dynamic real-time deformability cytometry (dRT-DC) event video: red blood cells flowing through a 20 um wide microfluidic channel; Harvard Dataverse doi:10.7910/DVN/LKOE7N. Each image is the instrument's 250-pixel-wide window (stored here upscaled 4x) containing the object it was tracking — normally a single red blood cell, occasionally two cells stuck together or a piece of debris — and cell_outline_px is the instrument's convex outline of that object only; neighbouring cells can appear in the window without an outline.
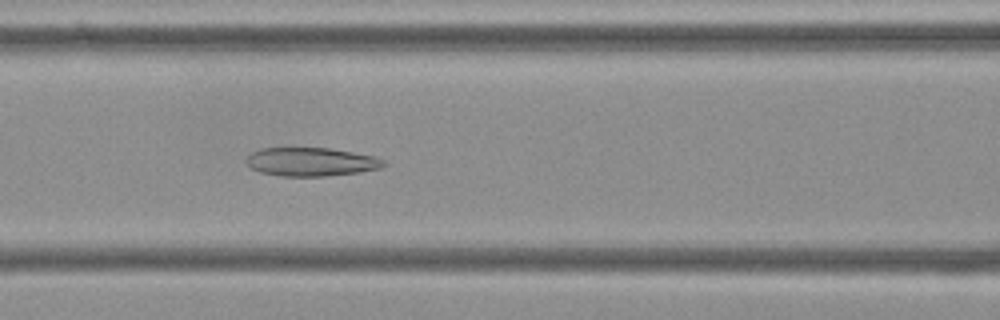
{"species": "Egyptian fruit bat (a non-hibernating species)", "species_latin": "Rousettus aegyptiacus", "temperature_condition": "cold", "stored_images_in_passage": 56, "segment_of_instrument_passage": [1, 2], "camera_frame_rate_fps": 3000, "um_per_image_px": 0.085, "frame": {"image": 1, "passage_image": 23, "time_ms": 7.333, "image_size_px": [1000, 320], "cell_outline_px": [[388, 164], [380, 168], [360, 172], [324, 176], [280, 176], [260, 172], [252, 168], [244, 160], [252, 152], [260, 148], [328, 148], [376, 156], [384, 160]], "centroid_in_image_um": [26.46, 13.75], "position_along_channel_um": 140.1, "area_um2": 22.89}}
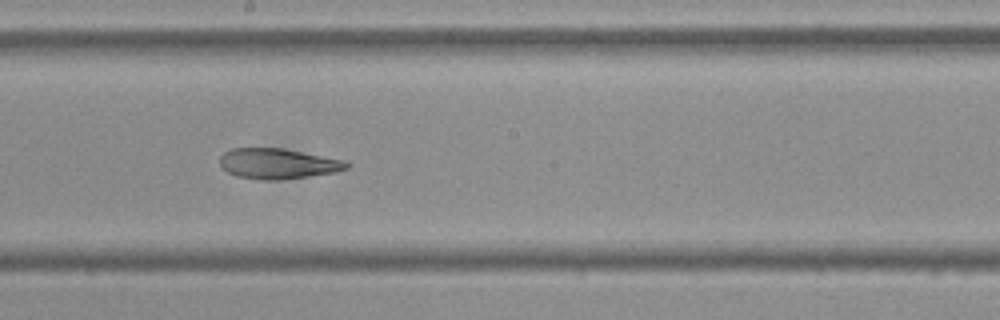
{"frame": {"image": 2, "passage_image": 30, "time_ms": 9.667, "image_size_px": [1000, 320], "cell_outline_px": [[352, 164], [348, 168], [336, 172], [280, 180], [264, 180], [236, 176], [228, 172], [220, 164], [220, 156], [224, 152], [232, 148], [280, 148], [344, 160]], "centroid_in_image_um": [23.62, 13.91], "position_along_channel_um": 224.6, "area_um2": 22.31}}
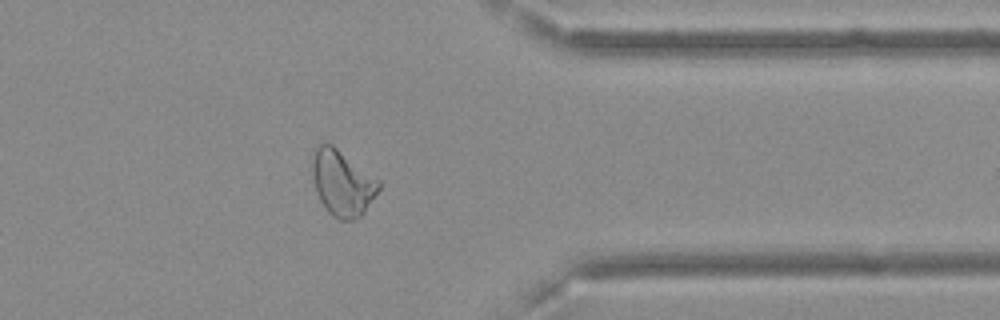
{"frame": {"image": 3, "passage_image": 44, "time_ms": 14.333, "image_size_px": [1000, 320], "cell_outline_px": [[380, 188], [364, 212], [360, 216], [352, 220], [340, 220], [332, 216], [324, 208], [316, 192], [312, 176], [312, 152], [320, 144], [332, 144], [380, 180]], "centroid_in_image_um": [29.08, 15.56], "position_along_channel_um": 382.3, "area_um2": 25.49}}